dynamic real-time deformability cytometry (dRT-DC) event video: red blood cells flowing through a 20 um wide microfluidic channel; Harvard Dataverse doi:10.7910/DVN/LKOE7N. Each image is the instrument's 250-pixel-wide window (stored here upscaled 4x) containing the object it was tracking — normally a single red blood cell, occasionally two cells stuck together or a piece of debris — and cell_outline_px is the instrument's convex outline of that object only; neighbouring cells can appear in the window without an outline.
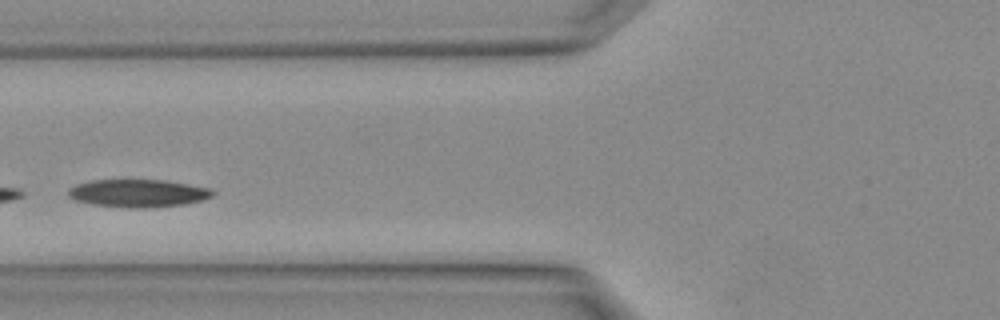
{"species": "Egyptian fruit bat (a non-hibernating species)", "species_latin": "Rousettus aegyptiacus", "temperature_condition": "warm", "stored_images_in_passage": 3, "camera_frame_rate_fps": 3000, "um_per_image_px": 0.085, "animal": {"sex": "female"}, "frame": {"image": 1, "passage_image": 3, "time_ms": 0.667, "image_size_px": [1000, 320], "cell_outline_px": [[216, 192], [212, 196], [200, 200], [184, 204], [148, 208], [128, 208], [92, 204], [76, 200], [68, 196], [68, 188], [76, 184], [92, 180], [164, 180], [212, 188]], "centroid_in_image_um": [11.74, 16.42], "position_along_channel_um": 114.1, "area_um2": 23.41}}